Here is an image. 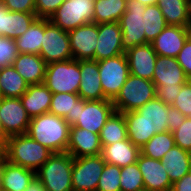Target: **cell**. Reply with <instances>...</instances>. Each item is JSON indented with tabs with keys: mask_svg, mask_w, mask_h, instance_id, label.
Here are the masks:
<instances>
[{
	"mask_svg": "<svg viewBox=\"0 0 191 191\" xmlns=\"http://www.w3.org/2000/svg\"><path fill=\"white\" fill-rule=\"evenodd\" d=\"M25 191H46L42 182L35 176Z\"/></svg>",
	"mask_w": 191,
	"mask_h": 191,
	"instance_id": "c3c4849f",
	"label": "cell"
},
{
	"mask_svg": "<svg viewBox=\"0 0 191 191\" xmlns=\"http://www.w3.org/2000/svg\"><path fill=\"white\" fill-rule=\"evenodd\" d=\"M53 153L28 134L6 138L5 156L10 163L37 171Z\"/></svg>",
	"mask_w": 191,
	"mask_h": 191,
	"instance_id": "7a4b0ae2",
	"label": "cell"
},
{
	"mask_svg": "<svg viewBox=\"0 0 191 191\" xmlns=\"http://www.w3.org/2000/svg\"><path fill=\"white\" fill-rule=\"evenodd\" d=\"M70 125L50 112L31 118L27 134L52 153L67 152Z\"/></svg>",
	"mask_w": 191,
	"mask_h": 191,
	"instance_id": "6da1fadb",
	"label": "cell"
},
{
	"mask_svg": "<svg viewBox=\"0 0 191 191\" xmlns=\"http://www.w3.org/2000/svg\"><path fill=\"white\" fill-rule=\"evenodd\" d=\"M157 5L168 25L189 27L190 0H158Z\"/></svg>",
	"mask_w": 191,
	"mask_h": 191,
	"instance_id": "f1b7e54d",
	"label": "cell"
},
{
	"mask_svg": "<svg viewBox=\"0 0 191 191\" xmlns=\"http://www.w3.org/2000/svg\"><path fill=\"white\" fill-rule=\"evenodd\" d=\"M172 106L181 114L191 118V79L182 85L180 93Z\"/></svg>",
	"mask_w": 191,
	"mask_h": 191,
	"instance_id": "60d3db41",
	"label": "cell"
},
{
	"mask_svg": "<svg viewBox=\"0 0 191 191\" xmlns=\"http://www.w3.org/2000/svg\"><path fill=\"white\" fill-rule=\"evenodd\" d=\"M81 80L78 95L84 100H104L100 83L98 61L80 60Z\"/></svg>",
	"mask_w": 191,
	"mask_h": 191,
	"instance_id": "d6986e66",
	"label": "cell"
},
{
	"mask_svg": "<svg viewBox=\"0 0 191 191\" xmlns=\"http://www.w3.org/2000/svg\"><path fill=\"white\" fill-rule=\"evenodd\" d=\"M53 93L44 83L29 85L27 91L20 97V101L32 118L48 113Z\"/></svg>",
	"mask_w": 191,
	"mask_h": 191,
	"instance_id": "cb8c5ba5",
	"label": "cell"
},
{
	"mask_svg": "<svg viewBox=\"0 0 191 191\" xmlns=\"http://www.w3.org/2000/svg\"><path fill=\"white\" fill-rule=\"evenodd\" d=\"M29 84L11 66L0 69V90L1 97L20 98L28 89Z\"/></svg>",
	"mask_w": 191,
	"mask_h": 191,
	"instance_id": "4dcf8cb0",
	"label": "cell"
},
{
	"mask_svg": "<svg viewBox=\"0 0 191 191\" xmlns=\"http://www.w3.org/2000/svg\"><path fill=\"white\" fill-rule=\"evenodd\" d=\"M115 112L112 100L79 99L78 120L74 126L100 134L101 129Z\"/></svg>",
	"mask_w": 191,
	"mask_h": 191,
	"instance_id": "30bf717a",
	"label": "cell"
},
{
	"mask_svg": "<svg viewBox=\"0 0 191 191\" xmlns=\"http://www.w3.org/2000/svg\"><path fill=\"white\" fill-rule=\"evenodd\" d=\"M156 97L161 99L165 104L172 106L176 97L179 95L182 85L167 87L166 85L155 86Z\"/></svg>",
	"mask_w": 191,
	"mask_h": 191,
	"instance_id": "7bdbcfd3",
	"label": "cell"
},
{
	"mask_svg": "<svg viewBox=\"0 0 191 191\" xmlns=\"http://www.w3.org/2000/svg\"><path fill=\"white\" fill-rule=\"evenodd\" d=\"M37 18L35 13L9 11L0 3V35L15 40L23 35Z\"/></svg>",
	"mask_w": 191,
	"mask_h": 191,
	"instance_id": "44dd1931",
	"label": "cell"
},
{
	"mask_svg": "<svg viewBox=\"0 0 191 191\" xmlns=\"http://www.w3.org/2000/svg\"><path fill=\"white\" fill-rule=\"evenodd\" d=\"M176 58L184 70L185 75L191 79V35L187 38L183 48L180 50Z\"/></svg>",
	"mask_w": 191,
	"mask_h": 191,
	"instance_id": "f6af8a7d",
	"label": "cell"
},
{
	"mask_svg": "<svg viewBox=\"0 0 191 191\" xmlns=\"http://www.w3.org/2000/svg\"><path fill=\"white\" fill-rule=\"evenodd\" d=\"M105 163L101 154L73 158V191H96Z\"/></svg>",
	"mask_w": 191,
	"mask_h": 191,
	"instance_id": "8fae6325",
	"label": "cell"
},
{
	"mask_svg": "<svg viewBox=\"0 0 191 191\" xmlns=\"http://www.w3.org/2000/svg\"><path fill=\"white\" fill-rule=\"evenodd\" d=\"M137 165L142 173L144 188L149 191H169L172 183L160 160L139 154Z\"/></svg>",
	"mask_w": 191,
	"mask_h": 191,
	"instance_id": "e0dca14e",
	"label": "cell"
},
{
	"mask_svg": "<svg viewBox=\"0 0 191 191\" xmlns=\"http://www.w3.org/2000/svg\"><path fill=\"white\" fill-rule=\"evenodd\" d=\"M140 153L139 147L125 139L103 146L101 156L106 163L122 168L137 162Z\"/></svg>",
	"mask_w": 191,
	"mask_h": 191,
	"instance_id": "d4e9b609",
	"label": "cell"
},
{
	"mask_svg": "<svg viewBox=\"0 0 191 191\" xmlns=\"http://www.w3.org/2000/svg\"><path fill=\"white\" fill-rule=\"evenodd\" d=\"M73 157L68 152L53 153L36 171L46 191H73Z\"/></svg>",
	"mask_w": 191,
	"mask_h": 191,
	"instance_id": "3957f363",
	"label": "cell"
},
{
	"mask_svg": "<svg viewBox=\"0 0 191 191\" xmlns=\"http://www.w3.org/2000/svg\"><path fill=\"white\" fill-rule=\"evenodd\" d=\"M67 152L73 158L100 155L102 146L99 134L79 127H70Z\"/></svg>",
	"mask_w": 191,
	"mask_h": 191,
	"instance_id": "ac0fdd59",
	"label": "cell"
},
{
	"mask_svg": "<svg viewBox=\"0 0 191 191\" xmlns=\"http://www.w3.org/2000/svg\"><path fill=\"white\" fill-rule=\"evenodd\" d=\"M73 59L94 60L98 38V24L88 23L68 32Z\"/></svg>",
	"mask_w": 191,
	"mask_h": 191,
	"instance_id": "4fadbf2b",
	"label": "cell"
},
{
	"mask_svg": "<svg viewBox=\"0 0 191 191\" xmlns=\"http://www.w3.org/2000/svg\"><path fill=\"white\" fill-rule=\"evenodd\" d=\"M127 126L128 139L137 147L144 146L151 137L148 135V125L142 115L136 111L123 113Z\"/></svg>",
	"mask_w": 191,
	"mask_h": 191,
	"instance_id": "836d02e7",
	"label": "cell"
},
{
	"mask_svg": "<svg viewBox=\"0 0 191 191\" xmlns=\"http://www.w3.org/2000/svg\"><path fill=\"white\" fill-rule=\"evenodd\" d=\"M189 78L177 61V58L157 56L152 82L155 86L167 87L185 84Z\"/></svg>",
	"mask_w": 191,
	"mask_h": 191,
	"instance_id": "ffe728a7",
	"label": "cell"
},
{
	"mask_svg": "<svg viewBox=\"0 0 191 191\" xmlns=\"http://www.w3.org/2000/svg\"><path fill=\"white\" fill-rule=\"evenodd\" d=\"M190 35L189 27L167 25L151 45L157 55L176 58Z\"/></svg>",
	"mask_w": 191,
	"mask_h": 191,
	"instance_id": "9a60e30c",
	"label": "cell"
},
{
	"mask_svg": "<svg viewBox=\"0 0 191 191\" xmlns=\"http://www.w3.org/2000/svg\"><path fill=\"white\" fill-rule=\"evenodd\" d=\"M168 107L161 99L155 97L145 103L137 111L148 125V135L152 138L156 133L168 131Z\"/></svg>",
	"mask_w": 191,
	"mask_h": 191,
	"instance_id": "603a6c76",
	"label": "cell"
},
{
	"mask_svg": "<svg viewBox=\"0 0 191 191\" xmlns=\"http://www.w3.org/2000/svg\"><path fill=\"white\" fill-rule=\"evenodd\" d=\"M95 0H65L49 21L64 31L94 22Z\"/></svg>",
	"mask_w": 191,
	"mask_h": 191,
	"instance_id": "8992f818",
	"label": "cell"
},
{
	"mask_svg": "<svg viewBox=\"0 0 191 191\" xmlns=\"http://www.w3.org/2000/svg\"><path fill=\"white\" fill-rule=\"evenodd\" d=\"M172 133L175 145L191 153V118L186 117Z\"/></svg>",
	"mask_w": 191,
	"mask_h": 191,
	"instance_id": "ab89813d",
	"label": "cell"
},
{
	"mask_svg": "<svg viewBox=\"0 0 191 191\" xmlns=\"http://www.w3.org/2000/svg\"><path fill=\"white\" fill-rule=\"evenodd\" d=\"M160 161L172 184L191 171V153L176 145Z\"/></svg>",
	"mask_w": 191,
	"mask_h": 191,
	"instance_id": "484cf974",
	"label": "cell"
},
{
	"mask_svg": "<svg viewBox=\"0 0 191 191\" xmlns=\"http://www.w3.org/2000/svg\"><path fill=\"white\" fill-rule=\"evenodd\" d=\"M155 97L156 87L152 81L130 74L112 103L116 112L125 113L138 110Z\"/></svg>",
	"mask_w": 191,
	"mask_h": 191,
	"instance_id": "277c9868",
	"label": "cell"
},
{
	"mask_svg": "<svg viewBox=\"0 0 191 191\" xmlns=\"http://www.w3.org/2000/svg\"><path fill=\"white\" fill-rule=\"evenodd\" d=\"M0 134L3 136V127H2L1 119H0Z\"/></svg>",
	"mask_w": 191,
	"mask_h": 191,
	"instance_id": "db71d44e",
	"label": "cell"
},
{
	"mask_svg": "<svg viewBox=\"0 0 191 191\" xmlns=\"http://www.w3.org/2000/svg\"><path fill=\"white\" fill-rule=\"evenodd\" d=\"M0 119L3 127V137L27 134L31 117L28 115L20 98H0Z\"/></svg>",
	"mask_w": 191,
	"mask_h": 191,
	"instance_id": "7c38bea8",
	"label": "cell"
},
{
	"mask_svg": "<svg viewBox=\"0 0 191 191\" xmlns=\"http://www.w3.org/2000/svg\"><path fill=\"white\" fill-rule=\"evenodd\" d=\"M173 133L166 131L163 133H156L144 146L140 148L141 154L146 157L161 160L165 153L173 146Z\"/></svg>",
	"mask_w": 191,
	"mask_h": 191,
	"instance_id": "e575fe53",
	"label": "cell"
},
{
	"mask_svg": "<svg viewBox=\"0 0 191 191\" xmlns=\"http://www.w3.org/2000/svg\"><path fill=\"white\" fill-rule=\"evenodd\" d=\"M6 139L0 134V157L5 156Z\"/></svg>",
	"mask_w": 191,
	"mask_h": 191,
	"instance_id": "681fc988",
	"label": "cell"
},
{
	"mask_svg": "<svg viewBox=\"0 0 191 191\" xmlns=\"http://www.w3.org/2000/svg\"><path fill=\"white\" fill-rule=\"evenodd\" d=\"M120 188L121 191H141L145 189L142 173L137 162L121 168Z\"/></svg>",
	"mask_w": 191,
	"mask_h": 191,
	"instance_id": "8d00e7d4",
	"label": "cell"
},
{
	"mask_svg": "<svg viewBox=\"0 0 191 191\" xmlns=\"http://www.w3.org/2000/svg\"><path fill=\"white\" fill-rule=\"evenodd\" d=\"M137 1L141 2L145 6L156 5L158 3V0H137Z\"/></svg>",
	"mask_w": 191,
	"mask_h": 191,
	"instance_id": "f907efd6",
	"label": "cell"
},
{
	"mask_svg": "<svg viewBox=\"0 0 191 191\" xmlns=\"http://www.w3.org/2000/svg\"><path fill=\"white\" fill-rule=\"evenodd\" d=\"M65 0H35V15L49 19Z\"/></svg>",
	"mask_w": 191,
	"mask_h": 191,
	"instance_id": "b9f144b4",
	"label": "cell"
},
{
	"mask_svg": "<svg viewBox=\"0 0 191 191\" xmlns=\"http://www.w3.org/2000/svg\"><path fill=\"white\" fill-rule=\"evenodd\" d=\"M143 18L147 44L151 43L168 24L157 4L146 6Z\"/></svg>",
	"mask_w": 191,
	"mask_h": 191,
	"instance_id": "d590c367",
	"label": "cell"
},
{
	"mask_svg": "<svg viewBox=\"0 0 191 191\" xmlns=\"http://www.w3.org/2000/svg\"><path fill=\"white\" fill-rule=\"evenodd\" d=\"M79 99L80 96L73 93L53 94L49 112L63 117L70 126H74L78 120Z\"/></svg>",
	"mask_w": 191,
	"mask_h": 191,
	"instance_id": "83f0119b",
	"label": "cell"
},
{
	"mask_svg": "<svg viewBox=\"0 0 191 191\" xmlns=\"http://www.w3.org/2000/svg\"><path fill=\"white\" fill-rule=\"evenodd\" d=\"M36 172L5 160L0 187L3 191H25Z\"/></svg>",
	"mask_w": 191,
	"mask_h": 191,
	"instance_id": "4316f807",
	"label": "cell"
},
{
	"mask_svg": "<svg viewBox=\"0 0 191 191\" xmlns=\"http://www.w3.org/2000/svg\"><path fill=\"white\" fill-rule=\"evenodd\" d=\"M99 136L102 147L128 139L124 114L115 111L101 129Z\"/></svg>",
	"mask_w": 191,
	"mask_h": 191,
	"instance_id": "1f68e13d",
	"label": "cell"
},
{
	"mask_svg": "<svg viewBox=\"0 0 191 191\" xmlns=\"http://www.w3.org/2000/svg\"><path fill=\"white\" fill-rule=\"evenodd\" d=\"M46 62L38 54L18 53L13 67L29 84H42L46 73Z\"/></svg>",
	"mask_w": 191,
	"mask_h": 191,
	"instance_id": "7402d4cb",
	"label": "cell"
},
{
	"mask_svg": "<svg viewBox=\"0 0 191 191\" xmlns=\"http://www.w3.org/2000/svg\"><path fill=\"white\" fill-rule=\"evenodd\" d=\"M189 28L191 30V0H190V8H189Z\"/></svg>",
	"mask_w": 191,
	"mask_h": 191,
	"instance_id": "f5cc1de1",
	"label": "cell"
},
{
	"mask_svg": "<svg viewBox=\"0 0 191 191\" xmlns=\"http://www.w3.org/2000/svg\"><path fill=\"white\" fill-rule=\"evenodd\" d=\"M168 131L173 132L176 130L182 122L185 120L186 116L181 114L175 107L169 106L168 107Z\"/></svg>",
	"mask_w": 191,
	"mask_h": 191,
	"instance_id": "bcb514c9",
	"label": "cell"
},
{
	"mask_svg": "<svg viewBox=\"0 0 191 191\" xmlns=\"http://www.w3.org/2000/svg\"><path fill=\"white\" fill-rule=\"evenodd\" d=\"M130 74L152 81L157 54L151 43L138 45L125 51Z\"/></svg>",
	"mask_w": 191,
	"mask_h": 191,
	"instance_id": "2e32d148",
	"label": "cell"
},
{
	"mask_svg": "<svg viewBox=\"0 0 191 191\" xmlns=\"http://www.w3.org/2000/svg\"><path fill=\"white\" fill-rule=\"evenodd\" d=\"M98 68L104 96L113 100L130 75L125 53L98 61Z\"/></svg>",
	"mask_w": 191,
	"mask_h": 191,
	"instance_id": "52a82bcc",
	"label": "cell"
},
{
	"mask_svg": "<svg viewBox=\"0 0 191 191\" xmlns=\"http://www.w3.org/2000/svg\"><path fill=\"white\" fill-rule=\"evenodd\" d=\"M17 55L15 40L0 35V68L13 65Z\"/></svg>",
	"mask_w": 191,
	"mask_h": 191,
	"instance_id": "f35d334b",
	"label": "cell"
},
{
	"mask_svg": "<svg viewBox=\"0 0 191 191\" xmlns=\"http://www.w3.org/2000/svg\"><path fill=\"white\" fill-rule=\"evenodd\" d=\"M120 174V167L114 164L105 163L96 191H121Z\"/></svg>",
	"mask_w": 191,
	"mask_h": 191,
	"instance_id": "74e56055",
	"label": "cell"
},
{
	"mask_svg": "<svg viewBox=\"0 0 191 191\" xmlns=\"http://www.w3.org/2000/svg\"><path fill=\"white\" fill-rule=\"evenodd\" d=\"M145 7L137 0H127L126 2V11L119 21L122 30V47L125 51L146 44L143 18Z\"/></svg>",
	"mask_w": 191,
	"mask_h": 191,
	"instance_id": "ba28073f",
	"label": "cell"
},
{
	"mask_svg": "<svg viewBox=\"0 0 191 191\" xmlns=\"http://www.w3.org/2000/svg\"><path fill=\"white\" fill-rule=\"evenodd\" d=\"M44 35V18H37L25 33L15 39L18 53L40 55Z\"/></svg>",
	"mask_w": 191,
	"mask_h": 191,
	"instance_id": "f546056e",
	"label": "cell"
},
{
	"mask_svg": "<svg viewBox=\"0 0 191 191\" xmlns=\"http://www.w3.org/2000/svg\"><path fill=\"white\" fill-rule=\"evenodd\" d=\"M127 0H95L94 23L119 22Z\"/></svg>",
	"mask_w": 191,
	"mask_h": 191,
	"instance_id": "d6a6232c",
	"label": "cell"
},
{
	"mask_svg": "<svg viewBox=\"0 0 191 191\" xmlns=\"http://www.w3.org/2000/svg\"><path fill=\"white\" fill-rule=\"evenodd\" d=\"M9 11L35 13V0H0Z\"/></svg>",
	"mask_w": 191,
	"mask_h": 191,
	"instance_id": "ee69618b",
	"label": "cell"
},
{
	"mask_svg": "<svg viewBox=\"0 0 191 191\" xmlns=\"http://www.w3.org/2000/svg\"><path fill=\"white\" fill-rule=\"evenodd\" d=\"M124 53L119 22L99 23L94 60L100 61Z\"/></svg>",
	"mask_w": 191,
	"mask_h": 191,
	"instance_id": "5bb4252c",
	"label": "cell"
},
{
	"mask_svg": "<svg viewBox=\"0 0 191 191\" xmlns=\"http://www.w3.org/2000/svg\"><path fill=\"white\" fill-rule=\"evenodd\" d=\"M40 56L46 64L73 59L68 32L55 26L47 18H44Z\"/></svg>",
	"mask_w": 191,
	"mask_h": 191,
	"instance_id": "9c48e42d",
	"label": "cell"
},
{
	"mask_svg": "<svg viewBox=\"0 0 191 191\" xmlns=\"http://www.w3.org/2000/svg\"><path fill=\"white\" fill-rule=\"evenodd\" d=\"M5 160H6V156L0 157V184H1V174H2Z\"/></svg>",
	"mask_w": 191,
	"mask_h": 191,
	"instance_id": "816d5d0a",
	"label": "cell"
},
{
	"mask_svg": "<svg viewBox=\"0 0 191 191\" xmlns=\"http://www.w3.org/2000/svg\"><path fill=\"white\" fill-rule=\"evenodd\" d=\"M172 191H191V171L172 184Z\"/></svg>",
	"mask_w": 191,
	"mask_h": 191,
	"instance_id": "7dc6e473",
	"label": "cell"
},
{
	"mask_svg": "<svg viewBox=\"0 0 191 191\" xmlns=\"http://www.w3.org/2000/svg\"><path fill=\"white\" fill-rule=\"evenodd\" d=\"M80 80V61L70 59L47 64L43 83L53 94H78Z\"/></svg>",
	"mask_w": 191,
	"mask_h": 191,
	"instance_id": "5b68a950",
	"label": "cell"
}]
</instances>
